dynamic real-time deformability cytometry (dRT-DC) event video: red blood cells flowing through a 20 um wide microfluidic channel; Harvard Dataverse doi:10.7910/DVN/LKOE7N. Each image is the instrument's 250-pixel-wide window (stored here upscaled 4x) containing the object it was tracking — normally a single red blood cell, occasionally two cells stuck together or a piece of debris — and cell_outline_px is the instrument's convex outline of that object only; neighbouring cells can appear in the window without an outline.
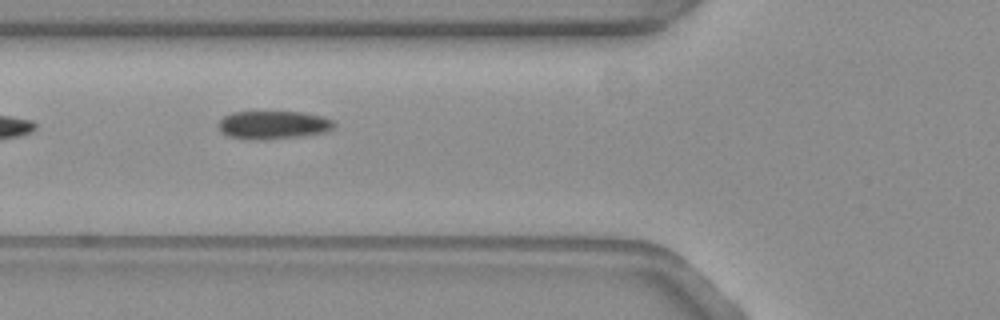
{"species": "common noctule bat (a hibernating species)", "species_latin": "Nyctalus noctula", "temperature_condition": "warm", "stored_images_in_passage": 16, "camera_frame_rate_fps": 3000, "um_per_image_px": 0.085, "animal": {"sex": "female", "body_mass_g": 19.3, "forearm_length_mm": 54.1}, "frame": {"image": 1, "passage_image": 5, "time_ms": 1.333, "image_size_px": [1000, 320], "cell_outline_px": [[336, 124], [332, 128], [324, 132], [296, 136], [264, 140], [248, 140], [228, 136], [220, 128], [220, 120], [224, 116], [232, 112], [304, 112], [324, 116], [332, 120]], "centroid_in_image_um": [23.24, 10.61], "position_along_channel_um": 102.6, "area_um2": 18.84}}